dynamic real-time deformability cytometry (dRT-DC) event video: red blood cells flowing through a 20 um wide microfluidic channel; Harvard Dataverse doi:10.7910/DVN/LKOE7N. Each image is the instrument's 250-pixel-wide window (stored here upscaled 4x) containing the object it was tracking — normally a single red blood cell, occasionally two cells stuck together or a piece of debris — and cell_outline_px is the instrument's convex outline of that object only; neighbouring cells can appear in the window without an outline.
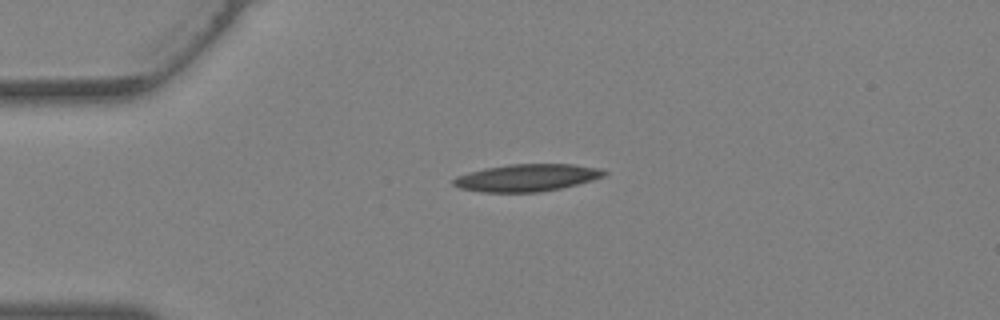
{"species": "Egyptian fruit bat (a non-hibernating species)", "species_latin": "Rousettus aegyptiacus", "temperature_condition": "warm", "stored_images_in_passage": 31, "camera_frame_rate_fps": 3000, "um_per_image_px": 0.085, "animal": {"sex": "female"}, "frame": {"image": 1, "passage_image": 1, "time_ms": 0.0, "image_size_px": [1000, 320], "cell_outline_px": [[608, 172], [604, 176], [592, 180], [560, 188], [540, 192], [480, 192], [460, 188], [452, 184], [452, 180], [456, 176], [468, 172], [484, 168], [508, 164], [572, 164], [600, 168]], "centroid_in_image_um": [44.75, 15.1], "position_along_channel_um": 40.2, "area_um2": 23.99}}
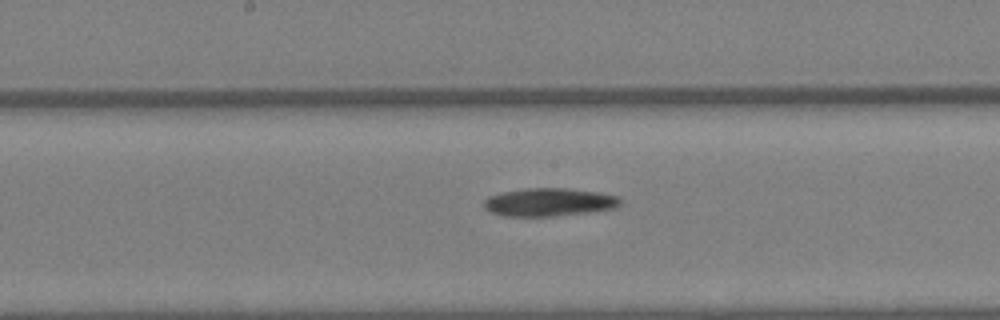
{"frame": {"image": 2, "passage_image": 12, "time_ms": 3.667, "image_size_px": [1000, 320], "cell_outline_px": [[620, 204], [616, 208], [588, 212], [556, 216], [504, 216], [492, 212], [484, 208], [484, 200], [488, 196], [500, 192], [524, 188], [568, 188], [600, 192], [616, 196], [620, 200]], "centroid_in_image_um": [46.65, 17.17], "position_along_channel_um": 201.6, "area_um2": 22.43}}
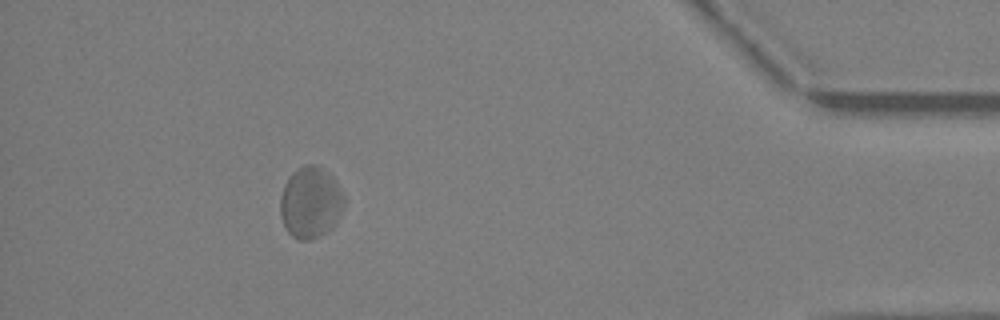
{"frame": {"image": 3, "passage_image": 27, "time_ms": 8.667, "image_size_px": [1000, 320], "cell_outline_px": [[344, 208], [336, 224], [328, 232], [320, 236], [308, 240], [300, 240], [292, 236], [284, 228], [280, 216], [280, 196], [284, 184], [288, 176], [296, 168], [304, 164], [316, 164], [328, 172], [336, 180], [344, 192]], "centroid_in_image_um": [26.4, 17.2], "position_along_channel_um": 408.8, "area_um2": 27.34}}